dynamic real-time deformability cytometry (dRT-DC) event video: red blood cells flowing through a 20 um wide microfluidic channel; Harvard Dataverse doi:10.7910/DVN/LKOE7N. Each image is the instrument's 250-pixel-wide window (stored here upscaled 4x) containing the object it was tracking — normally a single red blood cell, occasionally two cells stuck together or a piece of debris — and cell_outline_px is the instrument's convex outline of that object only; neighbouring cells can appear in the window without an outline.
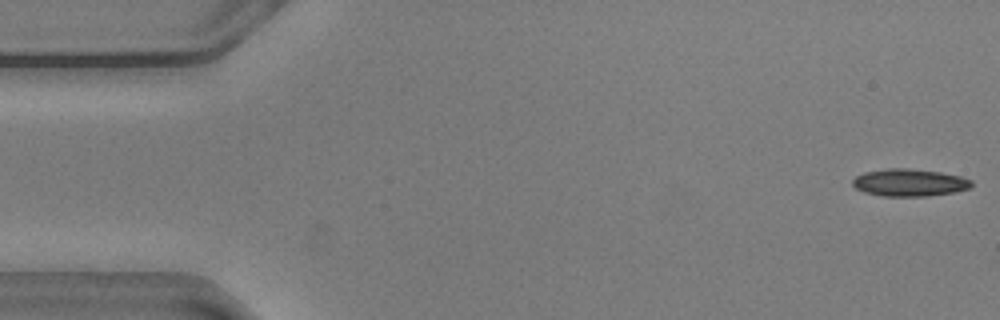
{"species": "common noctule bat (a hibernating species)", "species_latin": "Nyctalus noctula", "temperature_condition": "warm", "stored_images_in_passage": 14, "camera_frame_rate_fps": 3000, "um_per_image_px": 0.085, "animal": {"sex": "male", "body_mass_g": 20.5, "forearm_length_mm": 52.5}, "frame": {"image": 1, "passage_image": 1, "time_ms": 0.0, "image_size_px": [1000, 320], "cell_outline_px": [[972, 188], [956, 192], [928, 196], [880, 196], [864, 192], [856, 188], [852, 184], [852, 180], [856, 176], [864, 172], [888, 168], [908, 168], [940, 172], [960, 176], [972, 180]], "centroid_in_image_um": [77.32, 15.52], "position_along_channel_um": 7.7, "area_um2": 19.13}}
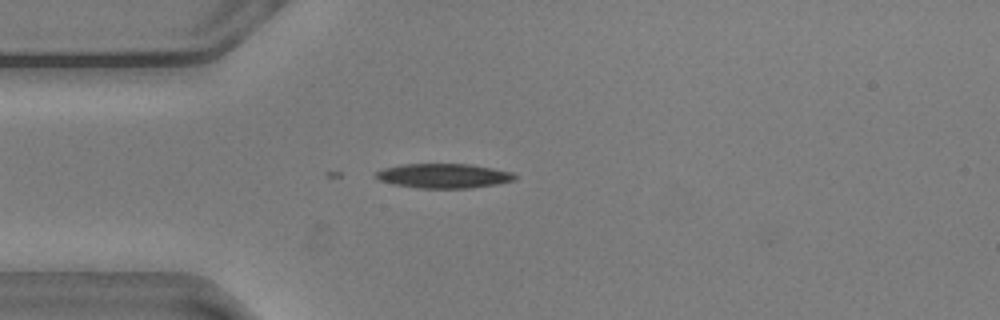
{"frame": {"image": 2, "passage_image": 14, "time_ms": 4.333, "image_size_px": [1000, 320], "cell_outline_px": [[516, 180], [500, 184], [472, 188], [416, 188], [392, 184], [380, 180], [372, 176], [372, 172], [384, 168], [400, 164], [472, 164], [512, 172], [516, 176]], "centroid_in_image_um": [37.68, 14.95], "position_along_channel_um": 47.3, "area_um2": 20.23}}